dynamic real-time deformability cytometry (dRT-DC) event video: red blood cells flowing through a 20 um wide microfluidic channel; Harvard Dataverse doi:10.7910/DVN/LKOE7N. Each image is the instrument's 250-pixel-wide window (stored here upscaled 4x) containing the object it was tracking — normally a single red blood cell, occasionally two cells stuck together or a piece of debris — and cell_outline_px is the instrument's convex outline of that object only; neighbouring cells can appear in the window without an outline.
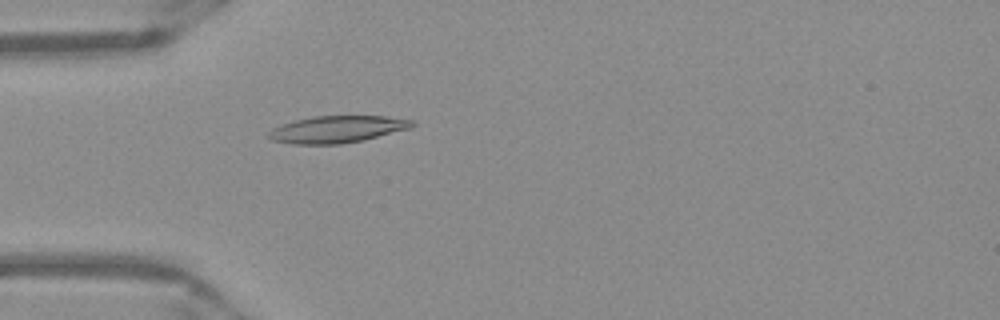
{"species": "Egyptian fruit bat (a non-hibernating species)", "species_latin": "Rousettus aegyptiacus", "temperature_condition": "warm", "stored_images_in_passage": 51, "camera_frame_rate_fps": 3000, "um_per_image_px": 0.085, "frame": {"image": 1, "passage_image": 15, "time_ms": 4.667, "image_size_px": [1000, 320], "cell_outline_px": [[416, 124], [408, 128], [360, 140], [340, 144], [292, 144], [272, 140], [268, 136], [268, 132], [272, 128], [296, 120], [312, 116], [384, 116], [412, 120]], "centroid_in_image_um": [28.6, 10.98], "position_along_channel_um": 56.4, "area_um2": 22.08}}
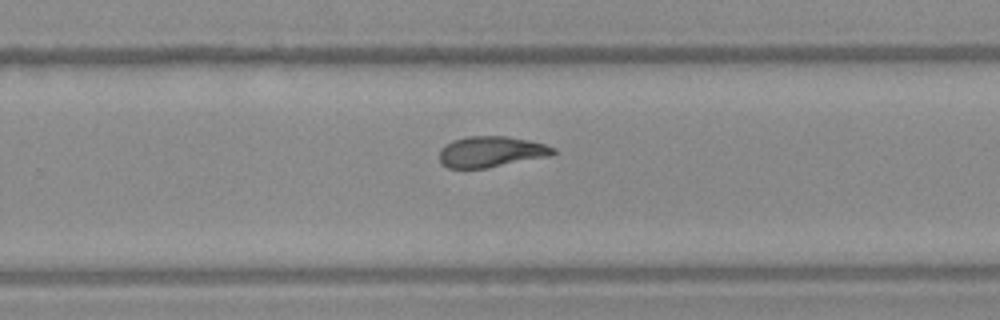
{"frame": {"image": 2, "passage_image": 33, "time_ms": 10.667, "image_size_px": [1000, 320], "cell_outline_px": [[556, 152], [552, 156], [484, 168], [448, 168], [440, 164], [440, 148], [444, 144], [452, 140], [468, 136], [508, 136], [528, 140], [544, 144], [556, 148]], "centroid_in_image_um": [41.73, 12.89], "position_along_channel_um": 288.1, "area_um2": 20.63}}
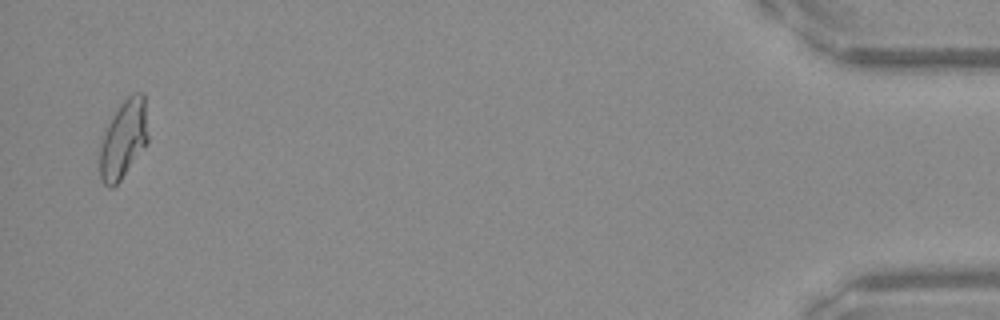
{"frame": {"image": 3, "passage_image": 50, "time_ms": 16.333, "image_size_px": [1000, 320], "cell_outline_px": [[148, 144], [120, 180], [112, 188], [108, 188], [100, 180], [100, 148], [108, 124], [112, 116], [120, 104], [132, 92], [144, 92], [148, 136]], "centroid_in_image_um": [10.52, 11.83], "position_along_channel_um": 424.7, "area_um2": 22.02}, "authors_computed_cell_mechanics": {"area_um2": 21.097, "velocity_mm_per_s": 3.938, "shape_relaxation_time_tau1_ms": 7.5509, "shape_relaxation_time_tau2_ms": 2.3667, "deformation_change_tau1": 0.2409, "deformation_change_tau2": 0.0929}}